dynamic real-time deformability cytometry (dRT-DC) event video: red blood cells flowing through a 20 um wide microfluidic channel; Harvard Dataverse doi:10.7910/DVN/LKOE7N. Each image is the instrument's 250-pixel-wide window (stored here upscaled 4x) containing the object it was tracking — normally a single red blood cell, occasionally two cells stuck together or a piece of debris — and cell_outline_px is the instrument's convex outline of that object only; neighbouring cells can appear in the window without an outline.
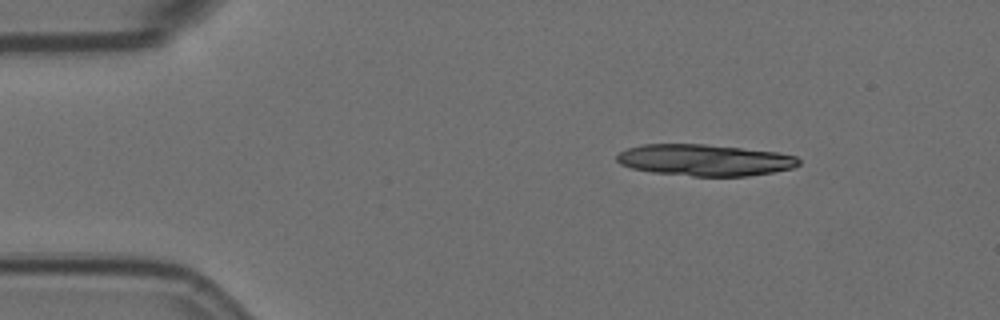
{"species": "Egyptian fruit bat (a non-hibernating species)", "species_latin": "Rousettus aegyptiacus", "temperature_condition": "room temperature", "stored_images_in_passage": 3, "camera_frame_rate_fps": 3000, "um_per_image_px": 0.085, "animal": {"sex": "female"}, "frame": {"image": 1, "passage_image": 1, "time_ms": 0.0, "image_size_px": [1000, 320], "cell_outline_px": [[800, 164], [792, 168], [772, 172], [748, 176], [692, 176], [652, 172], [632, 168], [620, 164], [616, 160], [616, 156], [620, 152], [628, 148], [644, 144], [704, 144], [776, 152], [796, 156], [800, 160]], "centroid_in_image_um": [59.89, 13.61], "position_along_channel_um": 25.1, "area_um2": 33.23}}